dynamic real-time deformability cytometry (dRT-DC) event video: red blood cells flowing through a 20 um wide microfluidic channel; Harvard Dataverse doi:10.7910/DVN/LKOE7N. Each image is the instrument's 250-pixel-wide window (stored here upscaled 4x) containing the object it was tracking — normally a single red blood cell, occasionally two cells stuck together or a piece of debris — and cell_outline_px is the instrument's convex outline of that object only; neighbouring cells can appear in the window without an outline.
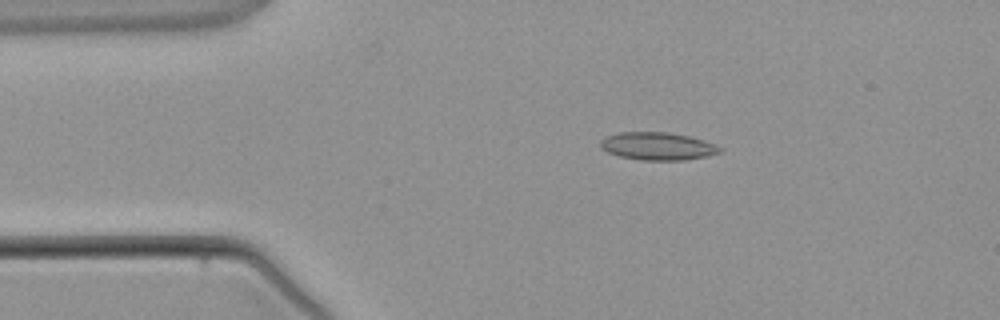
{"species": "common noctule bat (a hibernating species)", "species_latin": "Nyctalus noctula", "temperature_condition": "warm", "stored_images_in_passage": 3, "camera_frame_rate_fps": 3000, "um_per_image_px": 0.085, "animal": {"sex": "male", "body_mass_g": 21.5, "forearm_length_mm": 52.0}, "frame": {"image": 1, "passage_image": 2, "time_ms": 1.333, "image_size_px": [1000, 320], "cell_outline_px": [[724, 148], [720, 152], [704, 156], [684, 160], [640, 160], [620, 156], [608, 152], [600, 148], [600, 140], [604, 136], [620, 132], [668, 132], [688, 136], [704, 140], [716, 144]], "centroid_in_image_um": [55.88, 12.41], "position_along_channel_um": 29.1, "area_um2": 19.36}}